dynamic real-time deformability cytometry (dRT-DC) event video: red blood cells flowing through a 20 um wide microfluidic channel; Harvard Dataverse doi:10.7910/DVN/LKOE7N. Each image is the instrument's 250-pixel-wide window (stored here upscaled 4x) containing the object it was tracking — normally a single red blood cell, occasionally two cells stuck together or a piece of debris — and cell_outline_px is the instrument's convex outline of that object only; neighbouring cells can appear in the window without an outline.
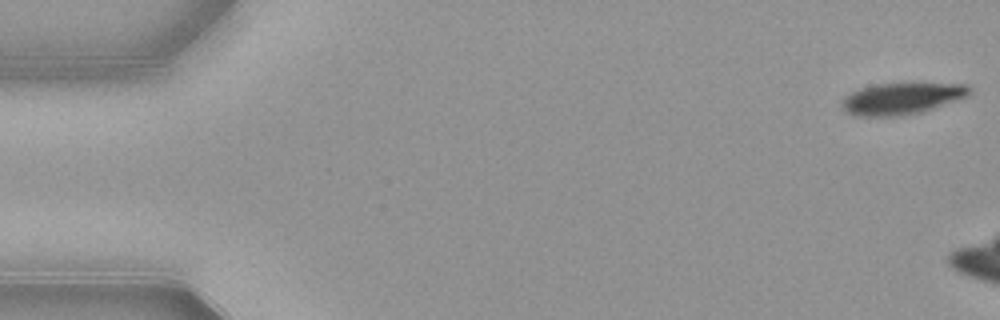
{"species": "common noctule bat (a hibernating species)", "species_latin": "Nyctalus noctula", "temperature_condition": "warm", "stored_images_in_passage": 43, "camera_frame_rate_fps": 3000, "um_per_image_px": 0.085, "animal": {"sex": "female", "body_mass_g": 21.9}, "frame": {"image": 1, "passage_image": 1, "time_ms": 0.0, "image_size_px": [1000, 320], "cell_outline_px": [[972, 88], [968, 96], [920, 112], [904, 116], [852, 116], [844, 112], [840, 104], [840, 100], [844, 96], [860, 88], [880, 84], [912, 80], [968, 84]], "centroid_in_image_um": [76.66, 8.32], "position_along_channel_um": 8.3, "area_um2": 24.68}}
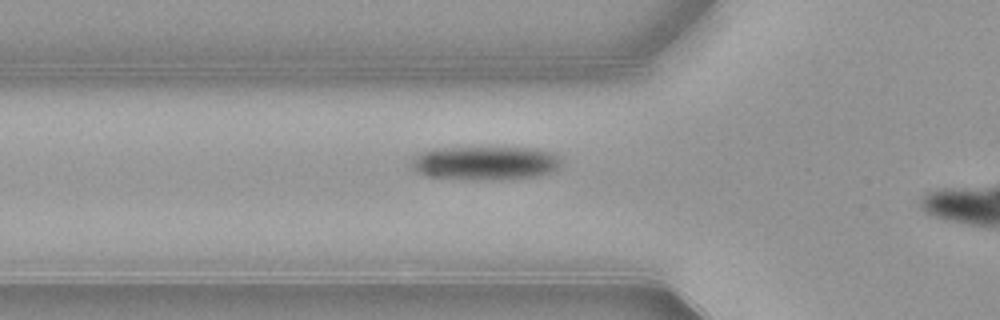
{"frame": {"image": 2, "passage_image": 18, "time_ms": 5.667, "image_size_px": [1000, 320], "cell_outline_px": [[560, 164], [556, 168], [548, 172], [536, 176], [500, 180], [464, 180], [428, 176], [416, 172], [412, 168], [412, 156], [416, 152], [432, 148], [536, 148], [552, 152], [560, 156]], "centroid_in_image_um": [41.17, 13.86], "position_along_channel_um": 84.6, "area_um2": 29.88}}
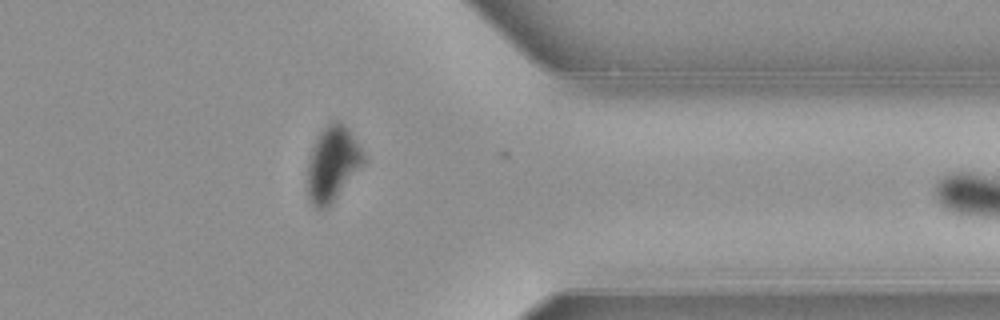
{"frame": {"image": 3, "passage_image": 42, "time_ms": 13.667, "image_size_px": [1000, 320], "cell_outline_px": [[364, 160], [336, 196], [324, 208], [316, 208], [308, 200], [308, 156], [316, 136], [332, 120], [336, 120], [344, 124], [348, 128], [360, 148], [364, 156]], "centroid_in_image_um": [28.2, 13.86], "position_along_channel_um": 383.2, "area_um2": 23.58}}